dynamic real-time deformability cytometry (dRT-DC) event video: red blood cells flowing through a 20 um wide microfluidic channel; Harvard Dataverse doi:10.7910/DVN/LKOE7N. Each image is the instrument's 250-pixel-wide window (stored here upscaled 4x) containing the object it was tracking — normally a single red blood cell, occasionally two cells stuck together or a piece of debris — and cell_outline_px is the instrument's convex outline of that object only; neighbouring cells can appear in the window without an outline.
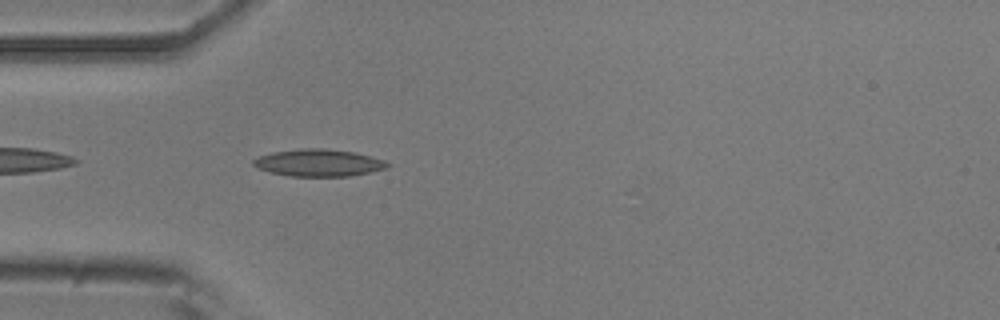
{"species": "common noctule bat (a hibernating species)", "species_latin": "Nyctalus noctula", "temperature_condition": "room temperature", "stored_images_in_passage": 39, "camera_frame_rate_fps": 3000, "um_per_image_px": 0.085, "animal": {"sex": "male", "body_mass_g": 20.5, "forearm_length_mm": 52.5}, "frame": {"image": 1, "passage_image": 3, "time_ms": 0.667, "image_size_px": [1000, 320], "cell_outline_px": [[392, 164], [388, 168], [348, 176], [292, 176], [272, 172], [256, 168], [252, 164], [252, 160], [260, 156], [272, 152], [300, 148], [324, 148], [356, 152], [384, 160]], "centroid_in_image_um": [27.09, 13.82], "position_along_channel_um": 57.9, "area_um2": 21.21}}
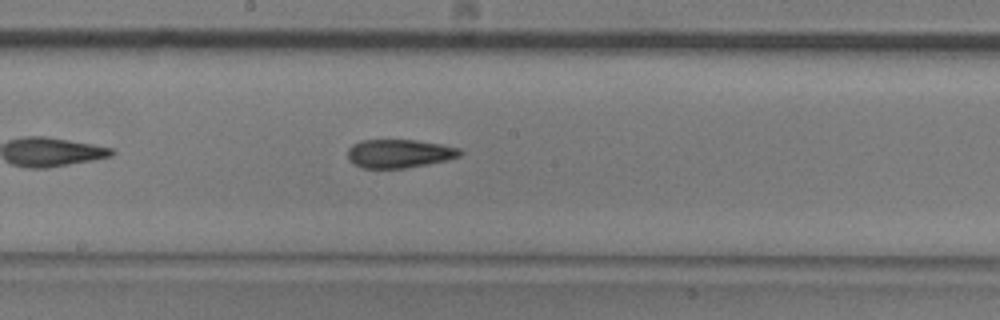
{"frame": {"image": 2, "passage_image": 15, "time_ms": 4.667, "image_size_px": [1000, 320], "cell_outline_px": [[464, 152], [460, 156], [448, 160], [428, 164], [404, 168], [364, 168], [348, 160], [348, 148], [352, 144], [360, 140], [416, 140], [440, 144], [460, 148]], "centroid_in_image_um": [33.95, 13.05], "position_along_channel_um": 214.2, "area_um2": 18.73}}
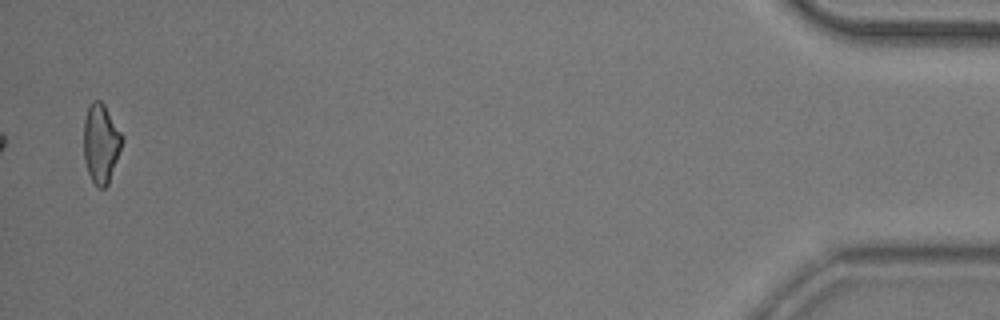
{"frame": {"image": 3, "passage_image": 38, "time_ms": 12.333, "image_size_px": [1000, 320], "cell_outline_px": [[124, 140], [108, 184], [104, 188], [100, 188], [92, 180], [88, 172], [84, 160], [84, 120], [88, 104], [92, 100], [100, 100], [104, 104], [124, 136]], "centroid_in_image_um": [8.58, 12.15], "position_along_channel_um": 426.6, "area_um2": 17.8}}